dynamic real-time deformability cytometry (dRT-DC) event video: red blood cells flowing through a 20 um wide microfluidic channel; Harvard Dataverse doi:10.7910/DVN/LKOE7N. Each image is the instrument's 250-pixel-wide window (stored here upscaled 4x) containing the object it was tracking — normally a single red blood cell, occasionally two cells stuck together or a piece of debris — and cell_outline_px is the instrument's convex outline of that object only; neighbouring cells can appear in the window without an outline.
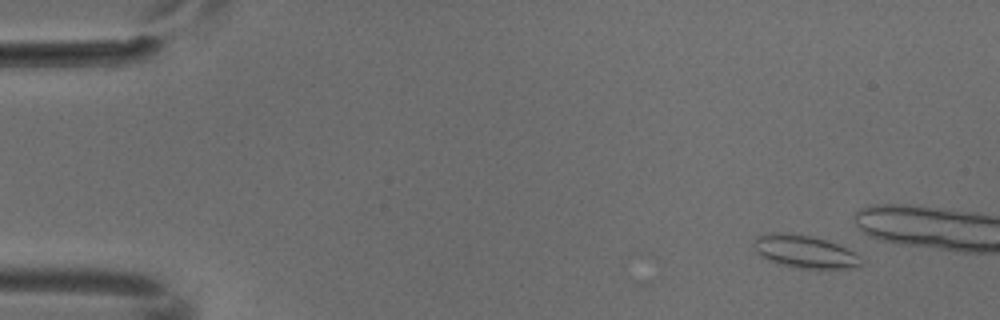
{"species": "common noctule bat (a hibernating species)", "species_latin": "Nyctalus noctula", "temperature_condition": "cold", "stored_images_in_passage": 9, "camera_frame_rate_fps": 3000, "um_per_image_px": 0.085, "animal": {"sex": "male", "body_mass_g": 18.8}, "frame": {"image": 1, "passage_image": 2, "time_ms": 0.333, "image_size_px": [1000, 320], "cell_outline_px": [[864, 264], [852, 268], [796, 268], [780, 264], [768, 260], [760, 256], [756, 252], [752, 244], [756, 236], [768, 232], [788, 232], [812, 236], [828, 240], [840, 244], [860, 256], [864, 260]], "centroid_in_image_um": [68.39, 21.37], "position_along_channel_um": 16.6, "area_um2": 20.98}}
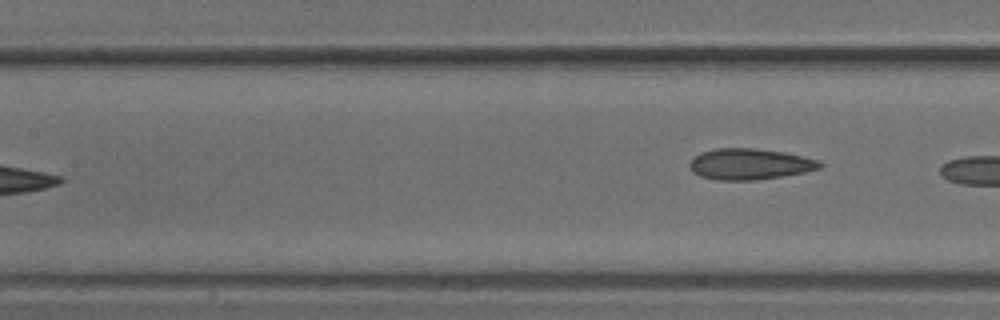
{"frame": {"image": 2, "passage_image": 9, "time_ms": 2.667, "image_size_px": [1000, 320], "cell_outline_px": [[824, 164], [820, 168], [804, 172], [784, 176], [752, 180], [716, 180], [700, 176], [692, 172], [688, 168], [688, 164], [692, 156], [700, 152], [716, 148], [756, 148], [784, 152], [804, 156], [820, 160]], "centroid_in_image_um": [63.69, 13.94], "position_along_channel_um": 143.7, "area_um2": 23.93}}